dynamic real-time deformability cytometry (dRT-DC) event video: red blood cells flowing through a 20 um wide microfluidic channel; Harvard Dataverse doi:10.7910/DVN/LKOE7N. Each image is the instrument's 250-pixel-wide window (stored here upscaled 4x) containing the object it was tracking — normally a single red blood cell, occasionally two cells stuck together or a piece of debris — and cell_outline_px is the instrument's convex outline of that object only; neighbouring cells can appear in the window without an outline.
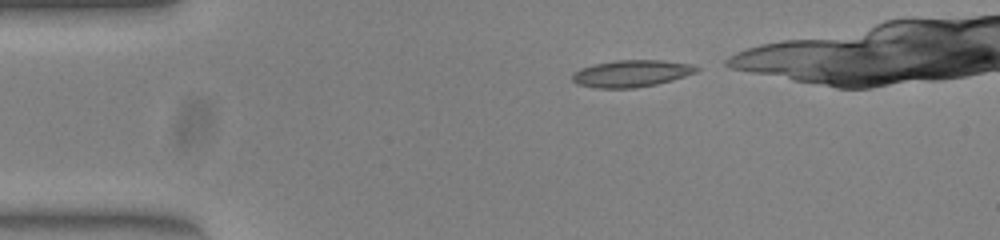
{"species": "common noctule bat (a hibernating species)", "species_latin": "Nyctalus noctula", "temperature_condition": "warm", "stored_images_in_passage": 36, "camera_frame_rate_fps": 3000, "um_per_image_px": 0.085, "animal": {"sex": "female", "body_mass_g": 23.0, "forearm_length_mm": 53.4}, "frame": {"image": 1, "passage_image": 2, "time_ms": 0.333, "image_size_px": [1000, 240], "cell_outline_px": [[700, 68], [696, 72], [672, 80], [656, 84], [632, 88], [596, 88], [576, 84], [572, 80], [572, 76], [580, 68], [596, 64], [616, 60], [660, 60], [688, 64]], "centroid_in_image_um": [53.64, 6.25], "position_along_channel_um": 31.4, "area_um2": 19.19}}
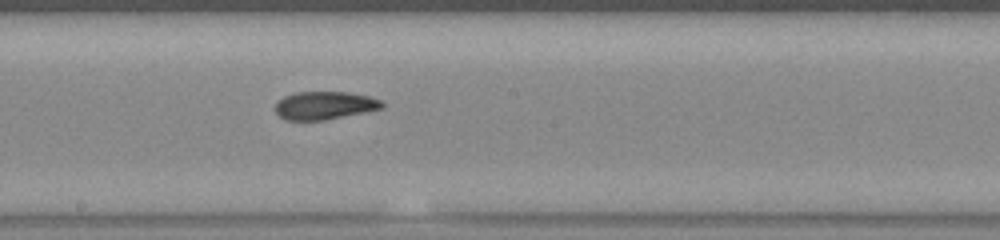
{"frame": {"image": 2, "passage_image": 20, "time_ms": 6.333, "image_size_px": [1000, 240], "cell_outline_px": [[384, 108], [324, 120], [284, 120], [276, 112], [276, 104], [284, 96], [296, 92], [348, 92], [368, 96], [380, 100], [384, 104]], "centroid_in_image_um": [27.59, 8.96], "position_along_channel_um": 220.6, "area_um2": 17.28}}
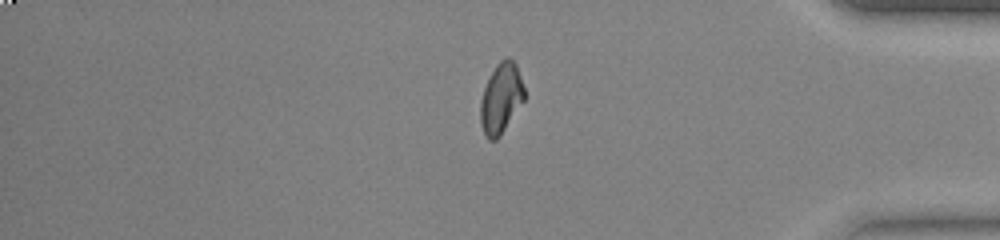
{"frame": {"image": 3, "passage_image": 35, "time_ms": 11.333, "image_size_px": [1000, 240], "cell_outline_px": [[524, 100], [500, 136], [496, 140], [488, 140], [484, 132], [480, 120], [480, 104], [484, 88], [496, 64], [504, 56], [508, 56], [516, 64], [524, 88]], "centroid_in_image_um": [42.59, 8.34], "position_along_channel_um": 392.6, "area_um2": 17.8}}